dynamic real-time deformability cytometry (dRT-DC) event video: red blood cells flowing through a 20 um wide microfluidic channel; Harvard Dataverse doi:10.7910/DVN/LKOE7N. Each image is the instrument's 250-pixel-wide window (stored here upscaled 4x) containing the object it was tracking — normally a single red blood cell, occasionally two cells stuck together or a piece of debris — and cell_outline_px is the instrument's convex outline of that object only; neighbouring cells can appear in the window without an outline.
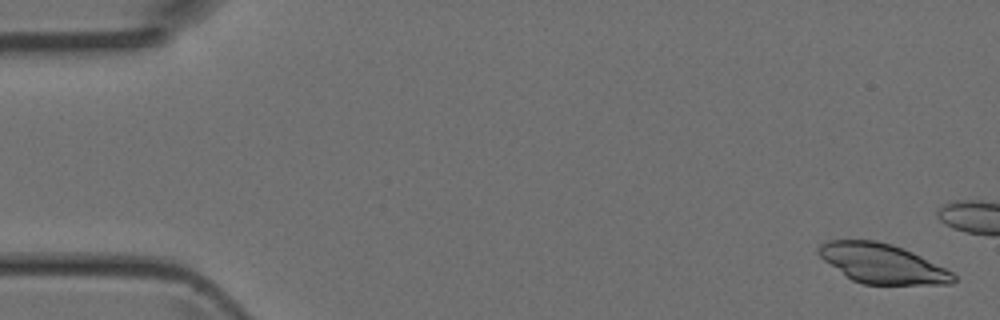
{"species": "Egyptian fruit bat (a non-hibernating species)", "species_latin": "Rousettus aegyptiacus", "temperature_condition": "room temperature", "stored_images_in_passage": 4, "camera_frame_rate_fps": 3000, "um_per_image_px": 0.085, "animal": {"sex": "female"}, "frame": {"image": 1, "passage_image": 1, "time_ms": 0.0, "image_size_px": [1000, 320], "cell_outline_px": [[956, 280], [952, 284], [864, 284], [852, 280], [824, 260], [816, 252], [820, 244], [828, 240], [876, 240], [892, 244], [912, 252], [952, 272], [956, 276]], "centroid_in_image_um": [74.97, 22.39], "position_along_channel_um": 10.0, "area_um2": 30.75}}